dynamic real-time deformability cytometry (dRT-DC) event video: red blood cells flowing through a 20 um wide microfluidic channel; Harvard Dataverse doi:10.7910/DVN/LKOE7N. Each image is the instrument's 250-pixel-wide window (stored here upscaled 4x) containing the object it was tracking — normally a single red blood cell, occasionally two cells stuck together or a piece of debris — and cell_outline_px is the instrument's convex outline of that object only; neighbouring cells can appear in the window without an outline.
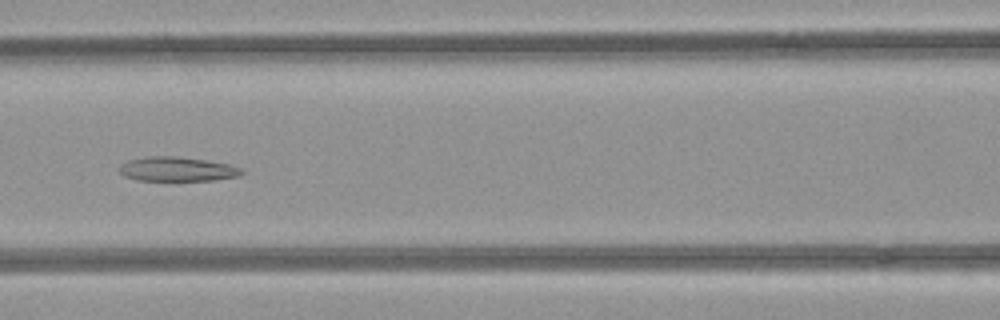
{"species": "common noctule bat (a hibernating species)", "species_latin": "Nyctalus noctula", "temperature_condition": "room temperature", "stored_images_in_passage": 51, "camera_frame_rate_fps": 3000, "um_per_image_px": 0.085, "animal": {"sex": "female", "body_mass_g": 21.9}, "frame": {"image": 1, "passage_image": 22, "time_ms": 7.0, "image_size_px": [1000, 320], "cell_outline_px": [[244, 172], [240, 176], [216, 180], [136, 180], [124, 176], [120, 172], [120, 164], [128, 160], [144, 156], [176, 156], [204, 160], [228, 164], [244, 168]], "centroid_in_image_um": [15.07, 14.37], "position_along_channel_um": 151.5, "area_um2": 17.46}}
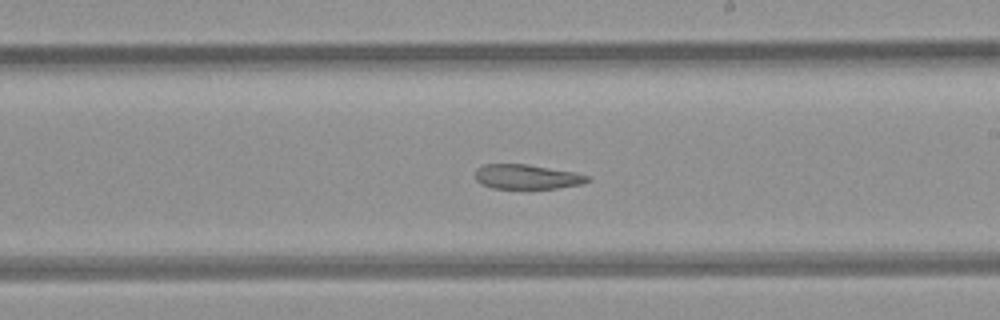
{"frame": {"image": 2, "passage_image": 29, "time_ms": 9.333, "image_size_px": [1000, 320], "cell_outline_px": [[592, 180], [584, 184], [556, 188], [492, 188], [480, 184], [476, 180], [476, 168], [484, 164], [528, 164], [576, 172], [592, 176]], "centroid_in_image_um": [44.84, 15.02], "position_along_channel_um": 244.2, "area_um2": 16.36}}
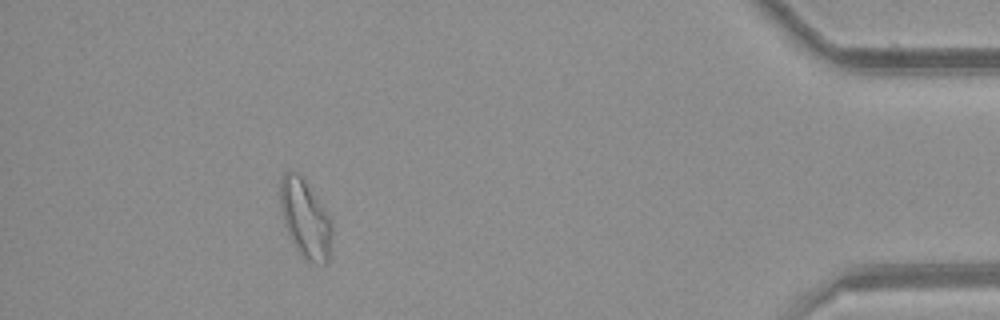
{"frame": {"image": 3, "passage_image": 46, "time_ms": 15.0, "image_size_px": [1000, 320], "cell_outline_px": [[332, 232], [328, 260], [324, 264], [308, 260], [300, 256], [284, 224], [280, 208], [280, 180], [284, 172], [296, 172], [300, 176], [328, 216], [332, 228]], "centroid_in_image_um": [25.91, 18.62], "position_along_channel_um": 409.3, "area_um2": 22.77}, "authors_computed_cell_mechanics": {"area_um2": 21.2126, "velocity_mm_per_s": 3.9829, "shape_relaxation_time_tau1_ms": null, "shape_relaxation_time_tau2_ms": 5.5823, "deformation_change_tau1": null, "deformation_change_tau2": 0.1349}}